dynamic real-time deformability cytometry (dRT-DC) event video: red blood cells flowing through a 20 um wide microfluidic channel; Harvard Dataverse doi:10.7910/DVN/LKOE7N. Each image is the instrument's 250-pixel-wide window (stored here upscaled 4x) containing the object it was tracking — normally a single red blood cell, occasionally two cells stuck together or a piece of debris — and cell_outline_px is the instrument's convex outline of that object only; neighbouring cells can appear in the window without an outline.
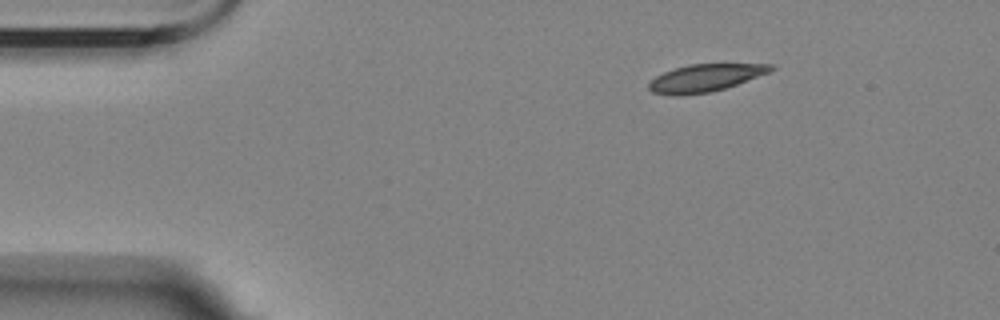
{"species": "Egyptian fruit bat (a non-hibernating species)", "species_latin": "Rousettus aegyptiacus", "temperature_condition": "room temperature", "stored_images_in_passage": 50, "camera_frame_rate_fps": 3000, "um_per_image_px": 0.085, "animal": {"sex": "female"}, "frame": {"image": 1, "passage_image": 1, "time_ms": 0.0, "image_size_px": [1000, 320], "cell_outline_px": [[776, 68], [768, 72], [736, 84], [724, 88], [708, 92], [672, 96], [652, 92], [648, 88], [648, 84], [656, 76], [664, 72], [688, 64], [772, 64]], "centroid_in_image_um": [59.9, 6.62], "position_along_channel_um": 25.1, "area_um2": 19.13}}
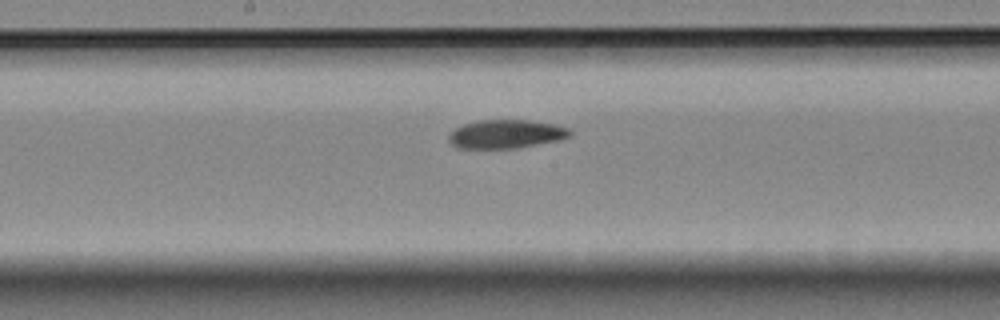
{"frame": {"image": 2, "passage_image": 22, "time_ms": 7.0, "image_size_px": [1000, 320], "cell_outline_px": [[572, 136], [556, 140], [516, 148], [460, 148], [452, 144], [448, 140], [448, 136], [456, 128], [464, 124], [480, 120], [528, 120], [552, 124], [568, 128], [572, 132]], "centroid_in_image_um": [43.0, 11.39], "position_along_channel_um": 205.2, "area_um2": 19.88}}
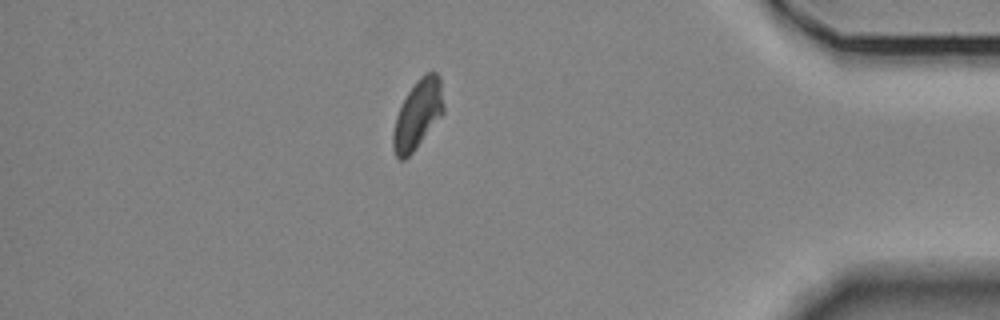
{"frame": {"image": 3, "passage_image": 42, "time_ms": 13.667, "image_size_px": [1000, 320], "cell_outline_px": [[444, 112], [412, 152], [404, 160], [400, 160], [396, 156], [392, 148], [392, 132], [396, 116], [408, 92], [416, 80], [424, 72], [436, 72], [440, 76], [444, 104]], "centroid_in_image_um": [35.5, 9.7], "position_along_channel_um": 399.7, "area_um2": 20.17}}